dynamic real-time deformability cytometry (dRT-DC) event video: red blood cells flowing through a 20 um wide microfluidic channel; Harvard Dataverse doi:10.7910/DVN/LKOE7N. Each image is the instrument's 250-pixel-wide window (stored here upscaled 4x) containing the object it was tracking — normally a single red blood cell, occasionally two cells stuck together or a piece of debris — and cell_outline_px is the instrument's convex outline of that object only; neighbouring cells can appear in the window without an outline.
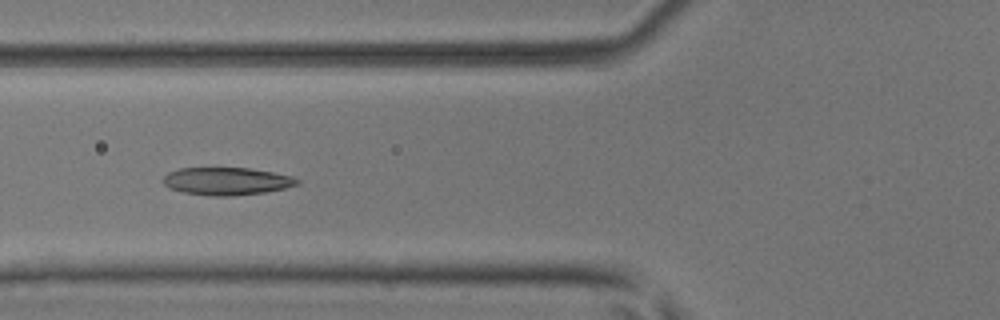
{"species": "common noctule bat (a hibernating species)", "species_latin": "Nyctalus noctula", "temperature_condition": "room temperature", "stored_images_in_passage": 6, "camera_frame_rate_fps": 3000, "um_per_image_px": 0.085, "animal": {"sex": "male", "body_mass_g": 17.9, "forearm_length_mm": 54.2}, "frame": {"image": 1, "passage_image": 6, "time_ms": 1.667, "image_size_px": [1000, 320], "cell_outline_px": [[300, 184], [284, 188], [264, 192], [232, 196], [212, 196], [184, 192], [168, 188], [160, 180], [168, 172], [180, 168], [248, 168], [272, 172], [292, 176], [300, 180]], "centroid_in_image_um": [19.24, 15.4], "position_along_channel_um": 106.6, "area_um2": 21.62}}